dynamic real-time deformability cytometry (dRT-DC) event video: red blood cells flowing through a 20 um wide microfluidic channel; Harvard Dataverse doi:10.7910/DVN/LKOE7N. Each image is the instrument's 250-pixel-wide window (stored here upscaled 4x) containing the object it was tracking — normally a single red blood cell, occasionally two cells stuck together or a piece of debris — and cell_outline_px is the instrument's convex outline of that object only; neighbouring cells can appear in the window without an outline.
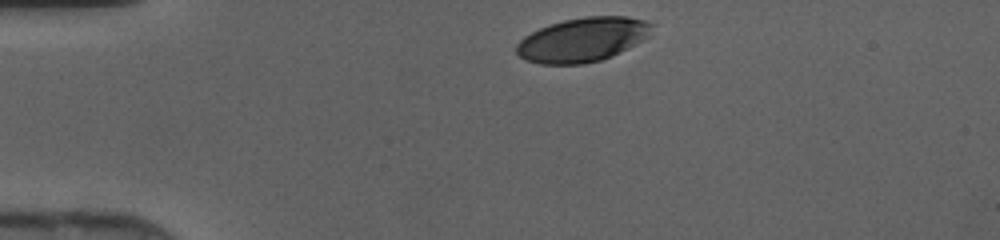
{"species": "human", "species_latin": "Homo sapiens", "temperature_condition": "cold", "stored_images_in_passage": 29, "camera_frame_rate_fps": 3000, "um_per_image_px": 0.085, "donor": {"sex": "female"}, "frame": {"image": 1, "passage_image": 1, "time_ms": 0.0, "image_size_px": [1000, 240], "cell_outline_px": [[652, 24], [648, 36], [636, 44], [612, 56], [600, 60], [584, 64], [540, 64], [524, 60], [516, 52], [516, 44], [524, 36], [548, 24], [564, 20], [584, 16], [628, 16], [648, 20]], "centroid_in_image_um": [49.51, 3.37], "position_along_channel_um": 35.5, "area_um2": 34.97}}
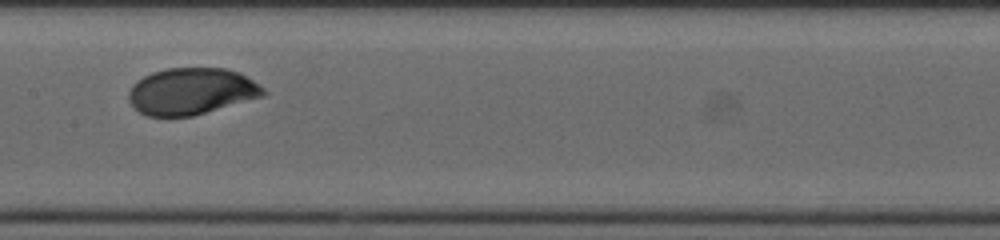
{"frame": {"image": 2, "passage_image": 15, "time_ms": 4.667, "image_size_px": [1000, 240], "cell_outline_px": [[268, 92], [264, 96], [192, 116], [148, 116], [140, 112], [128, 100], [128, 92], [132, 84], [136, 80], [152, 72], [168, 68], [224, 68], [240, 72], [264, 88]], "centroid_in_image_um": [16.27, 7.75], "position_along_channel_um": 191.1, "area_um2": 36.65}}
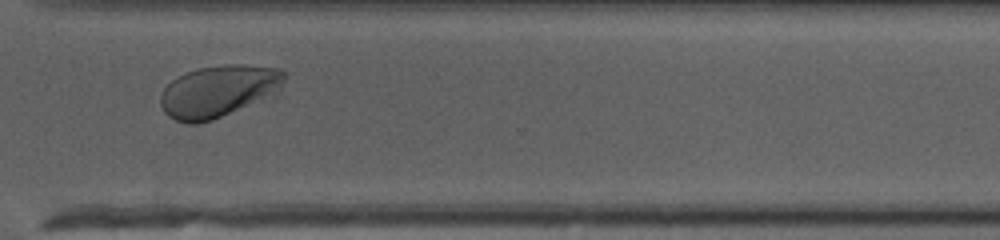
{"frame": {"image": 3, "passage_image": 26, "time_ms": 8.333, "image_size_px": [1000, 240], "cell_outline_px": [[288, 72], [276, 96], [212, 120], [196, 124], [188, 124], [176, 120], [168, 116], [164, 112], [160, 104], [160, 96], [164, 88], [172, 80], [196, 68], [224, 64], [244, 64], [280, 68]], "centroid_in_image_um": [18.63, 7.75], "position_along_channel_um": 352.0, "area_um2": 38.15}}